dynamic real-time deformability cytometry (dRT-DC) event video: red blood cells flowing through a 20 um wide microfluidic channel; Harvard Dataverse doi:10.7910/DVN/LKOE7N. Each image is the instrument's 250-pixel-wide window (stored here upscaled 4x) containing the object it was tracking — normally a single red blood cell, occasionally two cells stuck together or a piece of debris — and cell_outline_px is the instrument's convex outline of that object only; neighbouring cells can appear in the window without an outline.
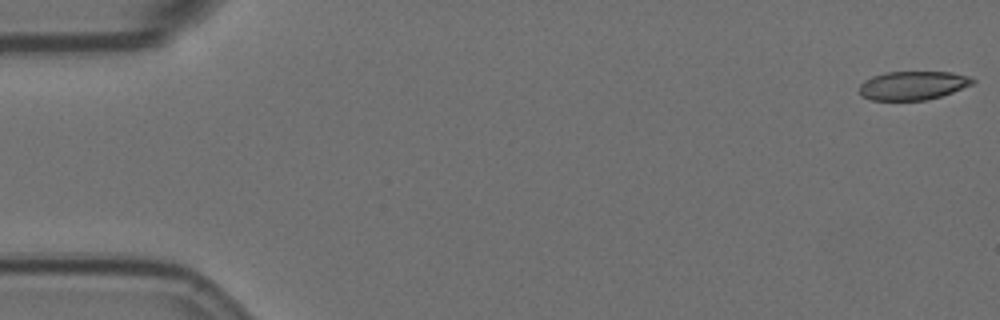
{"species": "Egyptian fruit bat (a non-hibernating species)", "species_latin": "Rousettus aegyptiacus", "temperature_condition": "room temperature", "stored_images_in_passage": 57, "camera_frame_rate_fps": 3000, "um_per_image_px": 0.085, "animal": {"sex": "female"}, "frame": {"image": 1, "passage_image": 1, "time_ms": 0.0, "image_size_px": [1000, 320], "cell_outline_px": [[976, 80], [972, 84], [952, 92], [940, 96], [924, 100], [872, 100], [860, 96], [860, 84], [864, 80], [872, 76], [888, 72], [952, 72], [972, 76]], "centroid_in_image_um": [77.59, 7.26], "position_along_channel_um": 7.4, "area_um2": 18.96}}
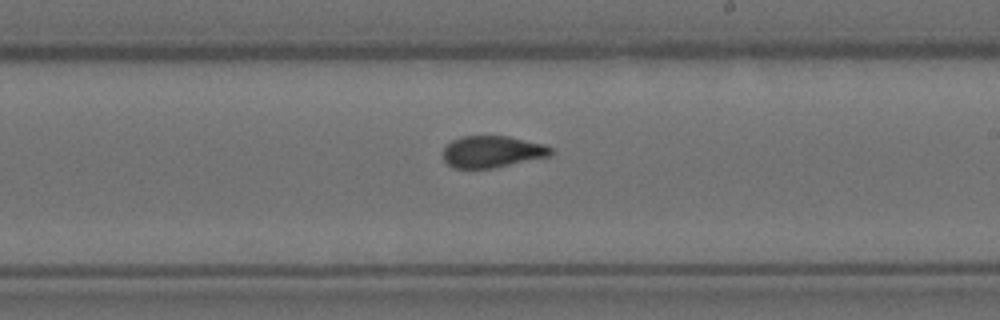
{"frame": {"image": 2, "passage_image": 33, "time_ms": 10.667, "image_size_px": [1000, 320], "cell_outline_px": [[552, 156], [492, 168], [452, 168], [444, 160], [444, 148], [452, 140], [460, 136], [508, 136], [544, 144], [552, 148]], "centroid_in_image_um": [41.85, 12.89], "position_along_channel_um": 247.1, "area_um2": 19.94}}
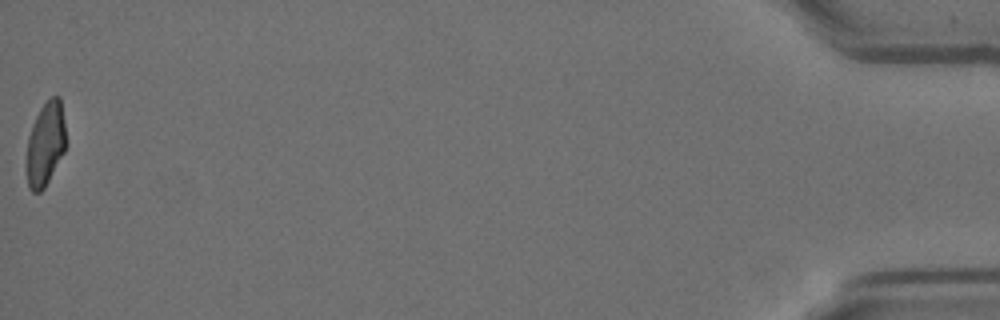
{"frame": {"image": 3, "passage_image": 57, "time_ms": 18.667, "image_size_px": [1000, 320], "cell_outline_px": [[64, 152], [44, 188], [40, 192], [32, 192], [28, 188], [28, 136], [32, 124], [40, 108], [52, 96], [60, 96], [64, 124]], "centroid_in_image_um": [3.86, 12.23], "position_along_channel_um": 431.3, "area_um2": 18.61}, "authors_computed_cell_mechanics": {"area_um2": 20.6346, "velocity_mm_per_s": 3.5673, "shape_relaxation_time_tau1_ms": 8.4027, "shape_relaxation_time_tau2_ms": 1.3996, "deformation_change_tau1": 0.1892, "deformation_change_tau2": 0.057}}